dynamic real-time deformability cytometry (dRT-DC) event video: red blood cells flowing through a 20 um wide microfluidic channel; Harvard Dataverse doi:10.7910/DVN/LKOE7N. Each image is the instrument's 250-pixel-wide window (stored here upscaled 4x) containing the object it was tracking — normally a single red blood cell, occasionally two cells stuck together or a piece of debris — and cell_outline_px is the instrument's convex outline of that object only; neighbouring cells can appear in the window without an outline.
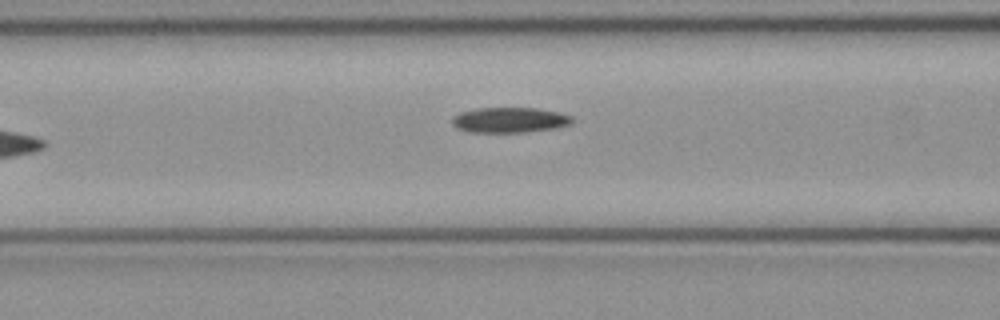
{"species": "common noctule bat (a hibernating species)", "species_latin": "Nyctalus noctula", "temperature_condition": "cold", "stored_images_in_passage": 5, "camera_frame_rate_fps": 3000, "um_per_image_px": 0.085, "animal": {"sex": "female", "body_mass_g": 21.9}, "frame": {"image": 1, "passage_image": 5, "time_ms": 1.333, "image_size_px": [1000, 320], "cell_outline_px": [[572, 124], [556, 128], [524, 132], [468, 132], [456, 128], [452, 124], [452, 116], [460, 112], [476, 108], [536, 108], [560, 112], [572, 116]], "centroid_in_image_um": [43.31, 10.2], "position_along_channel_um": 123.3, "area_um2": 17.86}}